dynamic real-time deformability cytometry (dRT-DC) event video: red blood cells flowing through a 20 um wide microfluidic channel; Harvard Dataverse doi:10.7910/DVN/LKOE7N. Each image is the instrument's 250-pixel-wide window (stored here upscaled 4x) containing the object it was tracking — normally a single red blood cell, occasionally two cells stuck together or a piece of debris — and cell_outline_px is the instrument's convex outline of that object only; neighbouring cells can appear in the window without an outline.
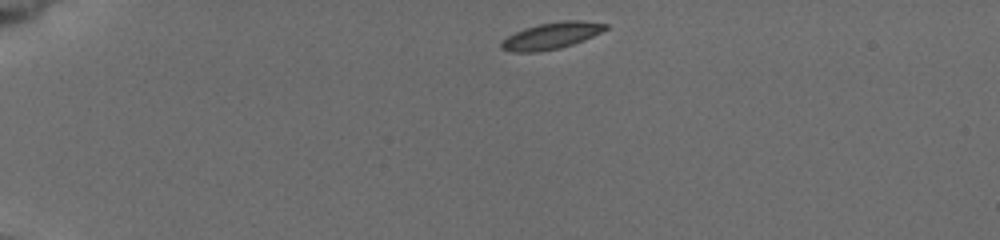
{"species": "common noctule bat (a hibernating species)", "species_latin": "Nyctalus noctula", "temperature_condition": "cold", "stored_images_in_passage": 44, "camera_frame_rate_fps": 3000, "um_per_image_px": 0.085, "animal": {"sex": "female", "body_mass_g": 19.5, "forearm_length_mm": 54.1}, "frame": {"image": 1, "passage_image": 1, "time_ms": 0.0, "image_size_px": [1000, 240], "cell_outline_px": [[608, 28], [584, 40], [560, 48], [540, 52], [512, 52], [500, 48], [500, 40], [524, 28], [540, 24], [560, 20], [584, 20], [608, 24]], "centroid_in_image_um": [46.85, 3.04], "position_along_channel_um": 38.2, "area_um2": 16.24}}
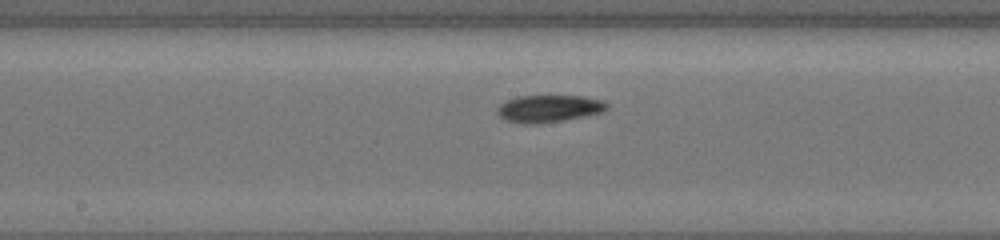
{"frame": {"image": 2, "passage_image": 20, "time_ms": 6.0, "image_size_px": [1000, 240], "cell_outline_px": [[608, 108], [604, 112], [584, 116], [536, 124], [524, 124], [504, 120], [496, 112], [496, 108], [500, 104], [516, 96], [584, 96], [604, 100], [608, 104]], "centroid_in_image_um": [46.65, 9.22], "position_along_channel_um": 201.5, "area_um2": 17.46}}
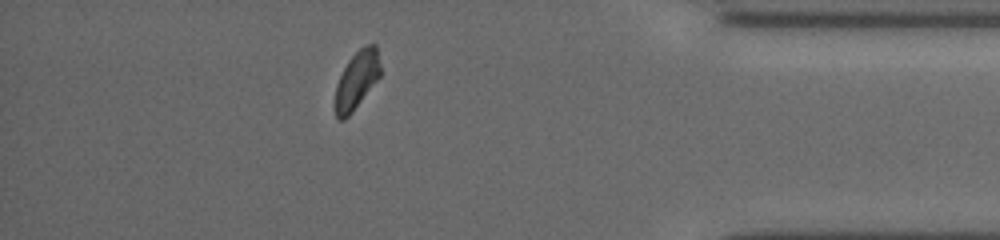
{"frame": {"image": 3, "passage_image": 38, "time_ms": 12.0, "image_size_px": [1000, 240], "cell_outline_px": [[380, 76], [352, 112], [344, 120], [340, 120], [336, 116], [332, 108], [336, 84], [348, 60], [364, 44], [376, 44], [380, 64]], "centroid_in_image_um": [30.28, 6.83], "position_along_channel_um": 404.9, "area_um2": 15.43}, "authors_computed_cell_mechanics": {"area_um2": 16.1551, "velocity_mm_per_s": 3.8477, "shape_relaxation_time_tau1_ms": 4.7672, "shape_relaxation_time_tau2_ms": 3.1351, "deformation_change_tau1": 0.0955, "deformation_change_tau2": 0.06}}